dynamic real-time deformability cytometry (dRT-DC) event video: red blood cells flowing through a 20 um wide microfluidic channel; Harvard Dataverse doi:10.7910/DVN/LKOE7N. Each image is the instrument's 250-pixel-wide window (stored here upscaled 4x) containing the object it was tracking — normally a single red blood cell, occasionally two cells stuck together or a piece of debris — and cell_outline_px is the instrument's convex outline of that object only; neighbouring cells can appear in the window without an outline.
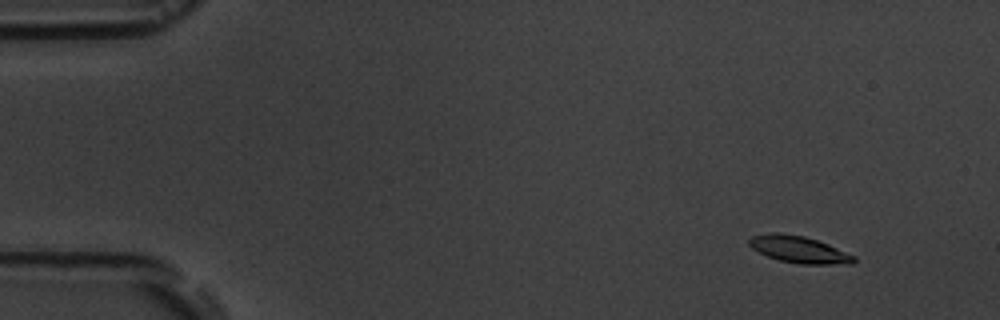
{"species": "common noctule bat (a hibernating species)", "species_latin": "Nyctalus noctula", "temperature_condition": "room temperature", "stored_images_in_passage": 4, "camera_frame_rate_fps": 3000, "um_per_image_px": 0.085, "animal": {"sex": "male", "body_mass_g": 19.5, "forearm_length_mm": 54.6}, "frame": {"image": 1, "passage_image": 1, "time_ms": 0.0, "image_size_px": [1000, 320], "cell_outline_px": [[856, 260], [852, 264], [800, 264], [780, 260], [768, 256], [752, 248], [748, 244], [748, 240], [752, 236], [772, 232], [776, 232], [804, 236], [828, 244], [856, 256]], "centroid_in_image_um": [67.93, 21.2], "position_along_channel_um": 17.1, "area_um2": 16.3}}
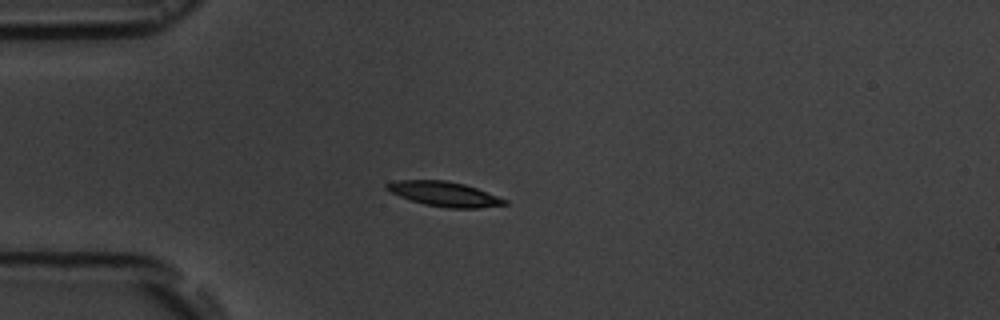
{"frame": {"image": 2, "passage_image": 4, "time_ms": 3.333, "image_size_px": [1000, 320], "cell_outline_px": [[508, 204], [480, 208], [448, 208], [424, 204], [388, 192], [384, 188], [384, 184], [396, 180], [444, 180], [464, 184], [476, 188], [508, 200]], "centroid_in_image_um": [37.74, 16.48], "position_along_channel_um": 47.3, "area_um2": 16.99}}